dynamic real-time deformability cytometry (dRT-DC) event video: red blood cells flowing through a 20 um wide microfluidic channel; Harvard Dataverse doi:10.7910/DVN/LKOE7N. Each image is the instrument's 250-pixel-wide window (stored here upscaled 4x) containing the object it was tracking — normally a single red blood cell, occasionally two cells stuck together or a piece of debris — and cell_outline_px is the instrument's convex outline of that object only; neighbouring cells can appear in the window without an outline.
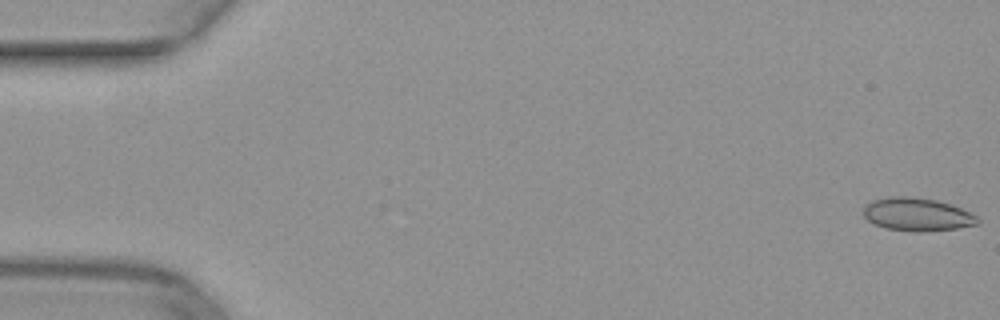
{"species": "common noctule bat (a hibernating species)", "species_latin": "Nyctalus noctula", "temperature_condition": "warm", "stored_images_in_passage": 12, "camera_frame_rate_fps": 3000, "um_per_image_px": 0.085, "animal": {"sex": "female", "body_mass_g": 29.2, "forearm_length_mm": 56.3}, "frame": {"image": 1, "passage_image": 1, "time_ms": 0.0, "image_size_px": [1000, 320], "cell_outline_px": [[980, 224], [956, 228], [884, 228], [872, 224], [860, 212], [864, 204], [872, 200], [888, 196], [908, 196], [936, 200], [952, 204], [976, 216], [980, 220]], "centroid_in_image_um": [77.87, 18.15], "position_along_channel_um": 7.1, "area_um2": 21.27}}